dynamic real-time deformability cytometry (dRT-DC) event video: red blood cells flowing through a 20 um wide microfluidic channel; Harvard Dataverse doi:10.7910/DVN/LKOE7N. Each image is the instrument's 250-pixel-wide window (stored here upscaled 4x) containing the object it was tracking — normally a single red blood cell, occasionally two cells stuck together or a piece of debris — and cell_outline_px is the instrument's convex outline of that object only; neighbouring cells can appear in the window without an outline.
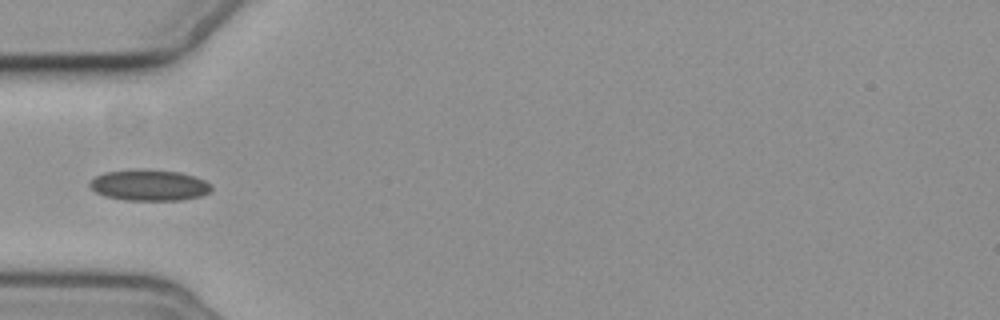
{"species": "common noctule bat (a hibernating species)", "species_latin": "Nyctalus noctula", "temperature_condition": "cold", "stored_images_in_passage": 1, "camera_frame_rate_fps": 3000, "um_per_image_px": 0.085, "animal": {"sex": "female", "body_mass_g": 19.3, "forearm_length_mm": 54.1}, "frame": {"image": 1, "passage_image": 1, "time_ms": 0.0, "image_size_px": [1000, 320], "cell_outline_px": [[212, 188], [208, 192], [200, 196], [180, 200], [124, 200], [104, 196], [96, 192], [88, 184], [96, 176], [104, 172], [140, 168], [144, 168], [180, 172], [196, 176], [212, 184]], "centroid_in_image_um": [12.69, 15.72], "position_along_channel_um": 72.3, "area_um2": 22.25}}